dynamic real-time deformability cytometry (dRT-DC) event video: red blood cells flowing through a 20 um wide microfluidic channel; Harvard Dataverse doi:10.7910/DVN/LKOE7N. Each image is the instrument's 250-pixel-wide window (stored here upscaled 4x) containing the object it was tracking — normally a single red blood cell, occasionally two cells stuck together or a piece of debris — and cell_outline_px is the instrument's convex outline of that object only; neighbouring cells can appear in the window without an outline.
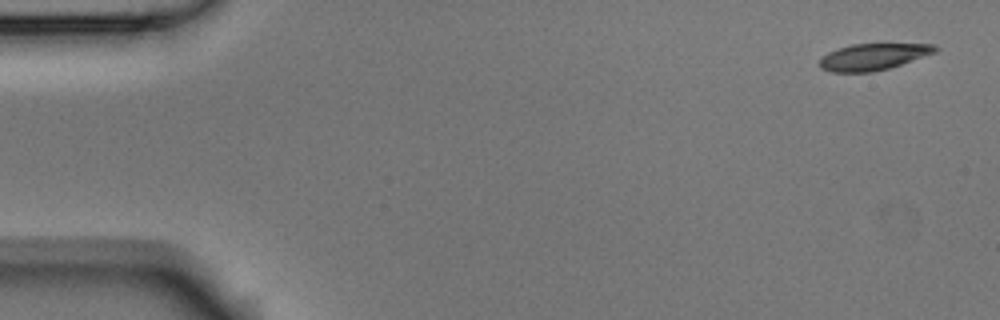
{"species": "Egyptian fruit bat (a non-hibernating species)", "species_latin": "Rousettus aegyptiacus", "temperature_condition": "room temperature", "stored_images_in_passage": 14, "camera_frame_rate_fps": 3000, "um_per_image_px": 0.085, "animal": {"sex": "male"}, "frame": {"image": 1, "passage_image": 1, "time_ms": 0.0, "image_size_px": [1000, 320], "cell_outline_px": [[940, 48], [936, 52], [888, 68], [872, 72], [832, 72], [820, 68], [820, 60], [828, 52], [852, 44], [936, 44]], "centroid_in_image_um": [74.24, 4.82], "position_along_channel_um": 10.8, "area_um2": 17.63}}
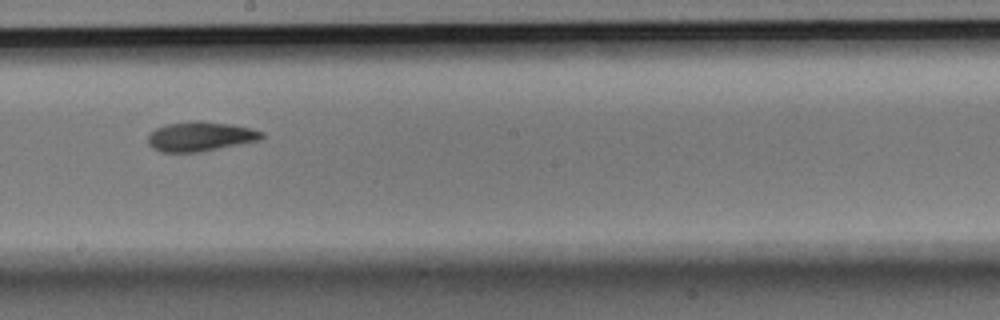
{"frame": {"image": 2, "passage_image": 8, "time_ms": 2.333, "image_size_px": [1000, 320], "cell_outline_px": [[264, 136], [260, 140], [200, 152], [160, 152], [152, 148], [148, 144], [148, 132], [164, 124], [196, 120], [200, 120], [232, 124], [252, 128], [264, 132]], "centroid_in_image_um": [17.01, 11.59], "position_along_channel_um": 231.2, "area_um2": 19.94}}
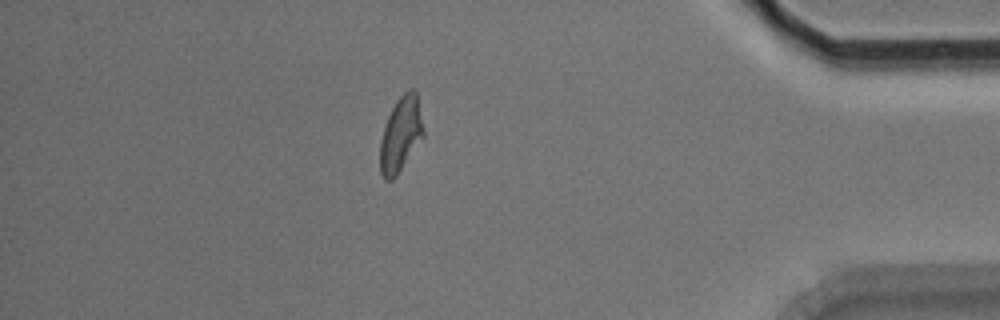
{"frame": {"image": 3, "passage_image": 13, "time_ms": 4.0, "image_size_px": [1000, 320], "cell_outline_px": [[424, 136], [396, 176], [392, 180], [384, 180], [380, 172], [380, 140], [388, 116], [396, 100], [408, 88], [412, 88], [416, 92], [424, 128]], "centroid_in_image_um": [34.06, 11.42], "position_along_channel_um": 401.1, "area_um2": 18.9}}